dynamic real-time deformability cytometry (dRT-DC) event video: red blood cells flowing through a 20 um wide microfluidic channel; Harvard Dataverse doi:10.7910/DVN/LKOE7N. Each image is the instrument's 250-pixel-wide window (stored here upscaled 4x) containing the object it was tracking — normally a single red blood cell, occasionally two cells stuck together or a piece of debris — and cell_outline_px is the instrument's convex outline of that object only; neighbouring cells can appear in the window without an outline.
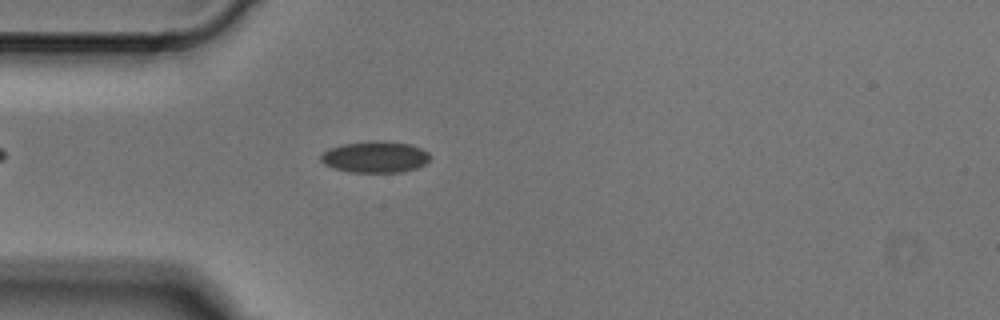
{"species": "Egyptian fruit bat (a non-hibernating species)", "species_latin": "Rousettus aegyptiacus", "temperature_condition": "cold", "stored_images_in_passage": 3, "camera_frame_rate_fps": 3000, "um_per_image_px": 0.085, "animal": {"sex": "male"}, "frame": {"image": 1, "passage_image": 3, "time_ms": 0.667, "image_size_px": [1000, 320], "cell_outline_px": [[432, 156], [424, 164], [416, 168], [400, 172], [348, 172], [324, 164], [320, 160], [320, 156], [328, 148], [340, 144], [368, 140], [384, 140], [412, 144], [428, 152]], "centroid_in_image_um": [31.88, 13.31], "position_along_channel_um": 53.1, "area_um2": 20.29}}